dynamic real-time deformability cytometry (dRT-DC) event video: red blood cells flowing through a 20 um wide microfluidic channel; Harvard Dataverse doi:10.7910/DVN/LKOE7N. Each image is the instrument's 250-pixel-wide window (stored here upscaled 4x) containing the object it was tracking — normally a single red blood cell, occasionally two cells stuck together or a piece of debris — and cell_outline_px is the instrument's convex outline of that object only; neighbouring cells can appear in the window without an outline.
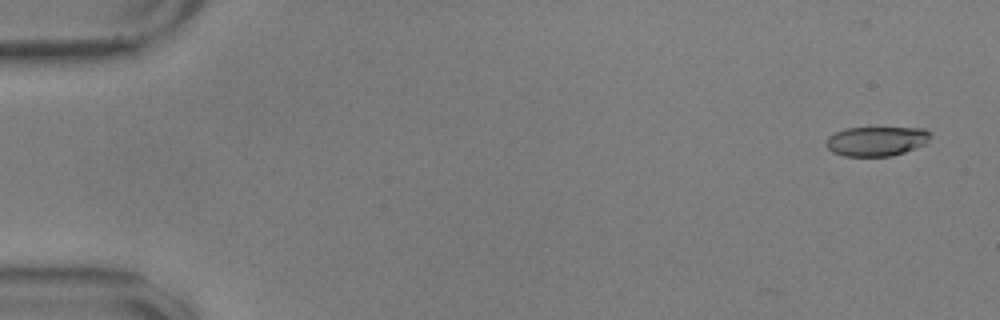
{"species": "common noctule bat (a hibernating species)", "species_latin": "Nyctalus noctula", "temperature_condition": "warm", "stored_images_in_passage": 11, "camera_frame_rate_fps": 3000, "um_per_image_px": 0.085, "animal": {"sex": "male", "body_mass_g": 17.9, "forearm_length_mm": 54.2}, "frame": {"image": 1, "passage_image": 3, "time_ms": 0.667, "image_size_px": [1000, 320], "cell_outline_px": [[932, 132], [928, 144], [892, 156], [844, 156], [832, 152], [824, 144], [824, 140], [828, 136], [836, 132], [848, 128], [924, 128]], "centroid_in_image_um": [74.52, 12.0], "position_along_channel_um": 10.5, "area_um2": 18.21}}